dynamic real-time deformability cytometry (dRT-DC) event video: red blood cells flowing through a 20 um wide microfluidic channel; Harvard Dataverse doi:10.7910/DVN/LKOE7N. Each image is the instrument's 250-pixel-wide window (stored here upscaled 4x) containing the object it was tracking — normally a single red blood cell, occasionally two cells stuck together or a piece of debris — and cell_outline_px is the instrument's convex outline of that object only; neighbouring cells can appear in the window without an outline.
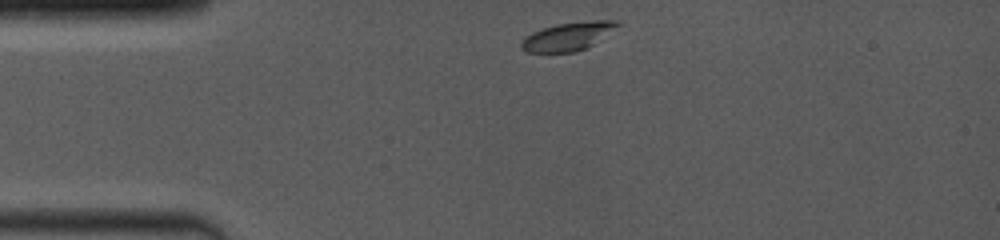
{"species": "common noctule bat (a hibernating species)", "species_latin": "Nyctalus noctula", "temperature_condition": "room temperature", "stored_images_in_passage": 3, "camera_frame_rate_fps": 4000, "um_per_image_px": 0.085, "animal": {"sex": "female", "body_mass_g": 19.0, "forearm_length_mm": 53.3}, "frame": {"image": 1, "passage_image": 1, "time_ms": 0.0, "image_size_px": [1000, 240], "cell_outline_px": [[624, 24], [592, 44], [584, 48], [572, 52], [528, 52], [520, 48], [520, 40], [524, 36], [532, 32], [556, 24], [588, 20], [620, 20]], "centroid_in_image_um": [48.3, 3.06], "position_along_channel_um": 36.7, "area_um2": 16.01}}